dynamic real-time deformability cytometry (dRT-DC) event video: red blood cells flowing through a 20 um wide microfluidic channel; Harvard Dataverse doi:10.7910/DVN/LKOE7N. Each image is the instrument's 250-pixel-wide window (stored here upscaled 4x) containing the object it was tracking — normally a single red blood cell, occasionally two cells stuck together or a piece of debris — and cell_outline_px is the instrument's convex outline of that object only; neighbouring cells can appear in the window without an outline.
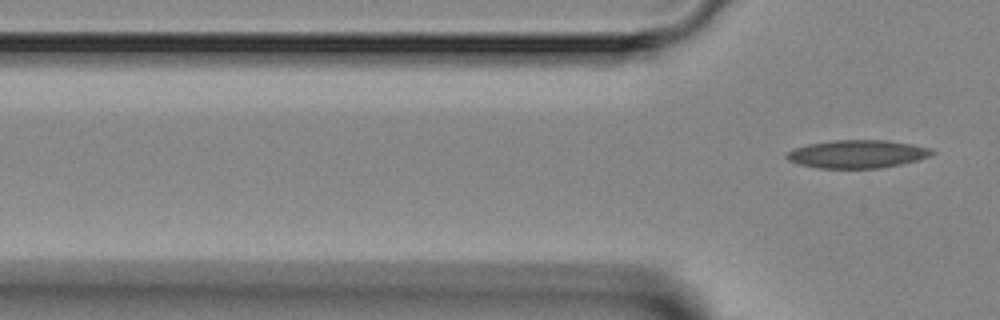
{"species": "Egyptian fruit bat (a non-hibernating species)", "species_latin": "Rousettus aegyptiacus", "temperature_condition": "room temperature", "stored_images_in_passage": 3, "camera_frame_rate_fps": 3000, "um_per_image_px": 0.085, "animal": {"sex": "female"}, "frame": {"image": 1, "passage_image": 3, "time_ms": 3.667, "image_size_px": [1000, 320], "cell_outline_px": [[936, 152], [932, 156], [900, 164], [880, 168], [816, 168], [800, 164], [788, 160], [784, 156], [792, 148], [808, 144], [832, 140], [888, 140], [912, 144], [928, 148]], "centroid_in_image_um": [72.85, 13.09], "position_along_channel_um": 53.0, "area_um2": 23.81}}